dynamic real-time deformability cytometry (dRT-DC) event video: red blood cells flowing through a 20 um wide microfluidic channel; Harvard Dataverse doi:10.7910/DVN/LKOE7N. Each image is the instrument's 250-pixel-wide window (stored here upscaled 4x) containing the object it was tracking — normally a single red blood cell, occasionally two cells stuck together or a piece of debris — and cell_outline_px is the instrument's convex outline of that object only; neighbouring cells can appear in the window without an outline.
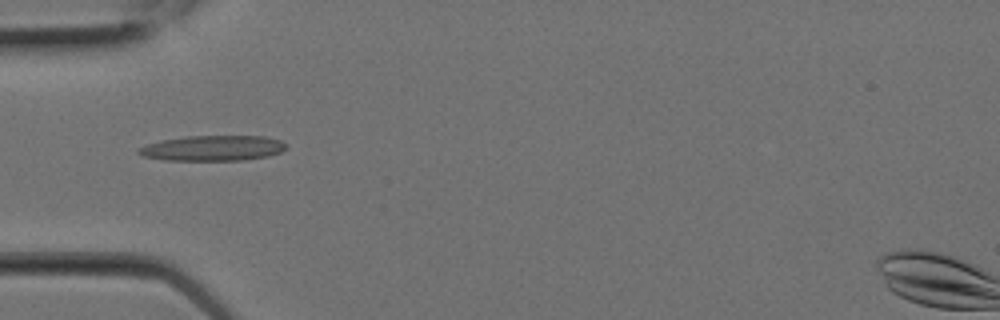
{"species": "Egyptian fruit bat (a non-hibernating species)", "species_latin": "Rousettus aegyptiacus", "temperature_condition": "room temperature", "stored_images_in_passage": 3, "camera_frame_rate_fps": 3000, "um_per_image_px": 0.085, "animal": {"sex": "female"}, "frame": {"image": 1, "passage_image": 2, "time_ms": 0.333, "image_size_px": [1000, 320], "cell_outline_px": [[288, 148], [280, 152], [268, 156], [244, 160], [164, 160], [144, 156], [136, 152], [136, 148], [160, 140], [188, 136], [264, 136], [280, 140], [288, 144]], "centroid_in_image_um": [18.1, 12.59], "position_along_channel_um": 66.9, "area_um2": 21.91}}
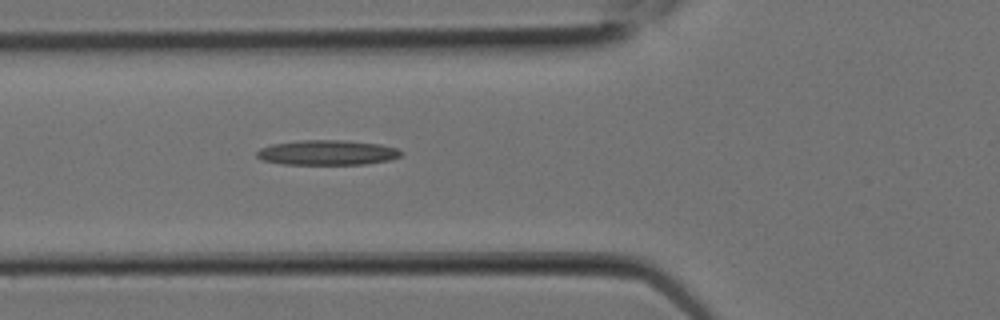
{"frame": {"image": 2, "passage_image": 3, "time_ms": 0.667, "image_size_px": [1000, 320], "cell_outline_px": [[404, 152], [400, 156], [388, 160], [364, 164], [284, 164], [260, 160], [256, 156], [256, 152], [260, 148], [272, 144], [300, 140], [344, 140], [380, 144], [396, 148]], "centroid_in_image_um": [27.79, 12.96], "position_along_channel_um": 98.0, "area_um2": 20.98}}